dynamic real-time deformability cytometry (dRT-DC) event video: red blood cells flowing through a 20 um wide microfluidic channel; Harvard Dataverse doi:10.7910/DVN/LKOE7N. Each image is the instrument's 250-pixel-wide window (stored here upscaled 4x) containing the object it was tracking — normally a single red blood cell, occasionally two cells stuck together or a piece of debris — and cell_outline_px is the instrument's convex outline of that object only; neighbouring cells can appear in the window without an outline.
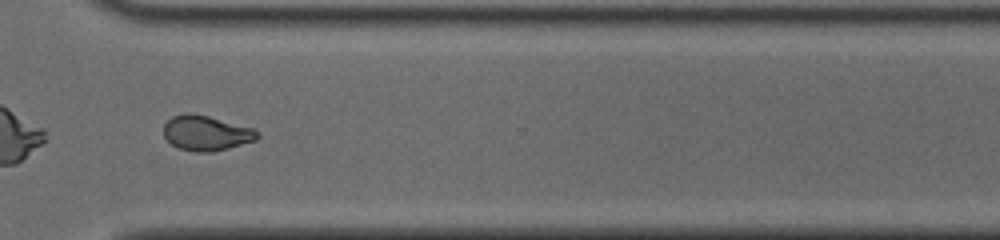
{"species": "common noctule bat (a hibernating species)", "species_latin": "Nyctalus noctula", "temperature_condition": "cold", "stored_images_in_passage": 38, "camera_frame_rate_fps": 3000, "um_per_image_px": 0.085, "animal": {"sex": "male", "body_mass_g": 19.0, "forearm_length_mm": 50.8}, "frame": {"image": 1, "passage_image": 27, "time_ms": 8.667, "image_size_px": [1000, 240], "cell_outline_px": [[260, 136], [256, 140], [228, 148], [212, 152], [196, 152], [180, 148], [172, 144], [164, 136], [164, 124], [172, 116], [184, 112], [188, 112], [208, 116], [256, 128], [260, 132]], "centroid_in_image_um": [17.56, 11.29], "position_along_channel_um": 353.0, "area_um2": 19.31}, "authors_computed_cell_mechanics": {"area_um2": 19.363, "velocity_mm_per_s": 3.937, "shape_relaxation_time_tau1_ms": 4.9136, "shape_relaxation_time_tau2_ms": 2.0806, "deformation_change_tau1": 0.1469, "deformation_change_tau2": 0.0674}}